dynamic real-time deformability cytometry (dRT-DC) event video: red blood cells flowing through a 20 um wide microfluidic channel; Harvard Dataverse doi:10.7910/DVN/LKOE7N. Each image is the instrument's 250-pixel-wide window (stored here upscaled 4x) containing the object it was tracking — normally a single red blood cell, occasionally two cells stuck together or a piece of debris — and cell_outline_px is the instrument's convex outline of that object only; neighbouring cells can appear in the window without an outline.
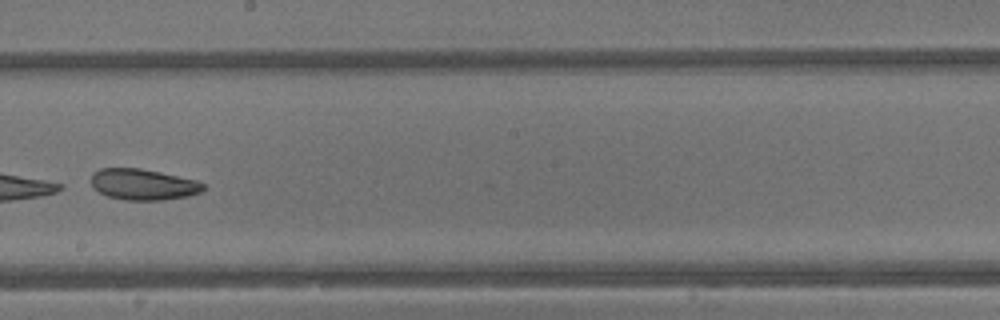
{"species": "common noctule bat (a hibernating species)", "species_latin": "Nyctalus noctula", "temperature_condition": "warm", "stored_images_in_passage": 40, "camera_frame_rate_fps": 3000, "um_per_image_px": 0.085, "animal": {"sex": "male", "body_mass_g": 13.3}, "frame": {"image": 1, "passage_image": 23, "time_ms": 7.333, "image_size_px": [1000, 320], "cell_outline_px": [[204, 188], [200, 192], [188, 196], [164, 200], [124, 200], [108, 196], [92, 188], [92, 172], [100, 168], [140, 168], [160, 172], [196, 180], [204, 184]], "centroid_in_image_um": [12.15, 15.67], "position_along_channel_um": 236.1, "area_um2": 20.29}}